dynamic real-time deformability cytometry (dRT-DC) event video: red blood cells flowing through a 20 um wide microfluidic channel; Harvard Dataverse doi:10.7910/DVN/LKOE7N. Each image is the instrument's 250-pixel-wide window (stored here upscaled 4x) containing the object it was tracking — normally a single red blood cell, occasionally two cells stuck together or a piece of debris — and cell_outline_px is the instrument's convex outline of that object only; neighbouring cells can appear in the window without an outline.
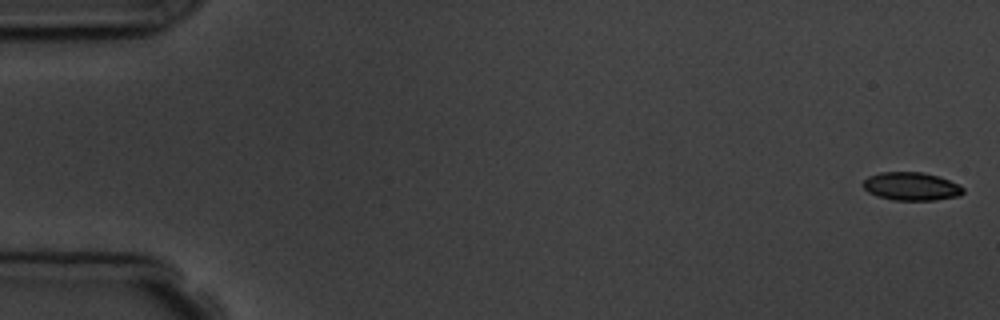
{"species": "common noctule bat (a hibernating species)", "species_latin": "Nyctalus noctula", "temperature_condition": "room temperature", "stored_images_in_passage": 4, "camera_frame_rate_fps": 3000, "um_per_image_px": 0.085, "animal": {"sex": "male", "body_mass_g": 19.5, "forearm_length_mm": 54.6}, "frame": {"image": 1, "passage_image": 1, "time_ms": 0.0, "image_size_px": [1000, 320], "cell_outline_px": [[964, 192], [960, 196], [936, 200], [892, 200], [876, 196], [868, 192], [864, 188], [864, 180], [868, 176], [880, 172], [924, 172], [960, 184], [964, 188]], "centroid_in_image_um": [77.47, 15.85], "position_along_channel_um": 7.5, "area_um2": 16.53}}